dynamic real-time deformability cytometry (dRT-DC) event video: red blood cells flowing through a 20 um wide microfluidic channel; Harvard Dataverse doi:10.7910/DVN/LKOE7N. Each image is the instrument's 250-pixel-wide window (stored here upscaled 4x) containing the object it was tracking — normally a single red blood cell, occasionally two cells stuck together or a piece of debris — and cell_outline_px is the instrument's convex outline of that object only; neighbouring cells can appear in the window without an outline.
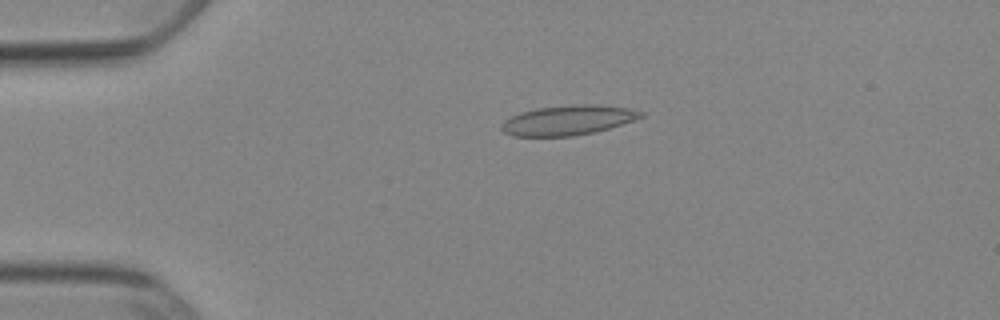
{"species": "Egyptian fruit bat (a non-hibernating species)", "species_latin": "Rousettus aegyptiacus", "temperature_condition": "cold", "stored_images_in_passage": 44, "camera_frame_rate_fps": 3000, "um_per_image_px": 0.085, "animal": {"sex": "female"}, "frame": {"image": 1, "passage_image": 4, "time_ms": 1.0, "image_size_px": [1000, 320], "cell_outline_px": [[644, 116], [608, 128], [592, 132], [572, 136], [512, 136], [504, 132], [500, 128], [500, 124], [504, 120], [520, 112], [536, 108], [572, 104], [596, 104], [628, 108], [644, 112]], "centroid_in_image_um": [48.23, 10.2], "position_along_channel_um": 36.8, "area_um2": 24.1}}
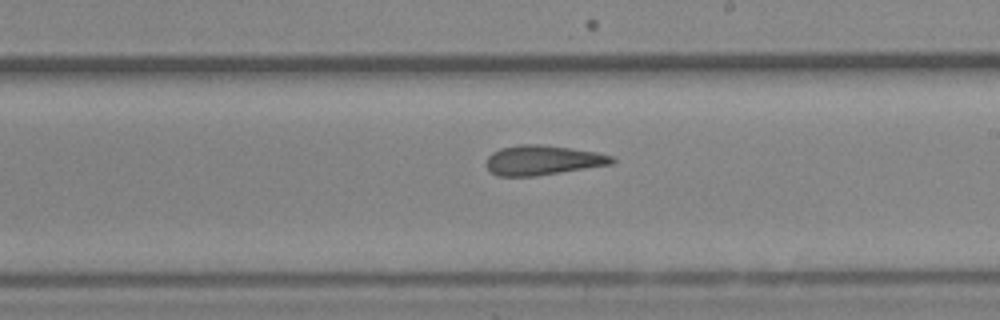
{"frame": {"image": 2, "passage_image": 23, "time_ms": 7.333, "image_size_px": [1000, 320], "cell_outline_px": [[616, 160], [612, 164], [536, 176], [496, 176], [488, 168], [488, 156], [492, 152], [500, 148], [520, 144], [540, 144], [596, 152], [612, 156]], "centroid_in_image_um": [46.13, 13.61], "position_along_channel_um": 242.9, "area_um2": 21.56}}
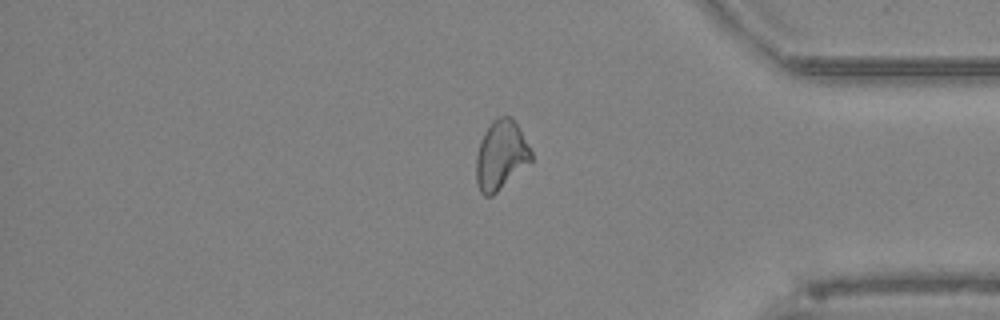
{"frame": {"image": 3, "passage_image": 36, "time_ms": 11.667, "image_size_px": [1000, 320], "cell_outline_px": [[532, 160], [492, 196], [484, 196], [480, 192], [476, 180], [476, 156], [480, 140], [484, 132], [492, 120], [500, 116], [512, 116], [532, 152]], "centroid_in_image_um": [42.55, 13.18], "position_along_channel_um": 392.6, "area_um2": 22.02}, "authors_computed_cell_mechanics": {"area_um2": 21.964, "velocity_mm_per_s": 3.8886, "shape_relaxation_time_tau1_ms": null, "shape_relaxation_time_tau2_ms": 2.8468, "deformation_change_tau1": null, "deformation_change_tau2": 0.1224}}